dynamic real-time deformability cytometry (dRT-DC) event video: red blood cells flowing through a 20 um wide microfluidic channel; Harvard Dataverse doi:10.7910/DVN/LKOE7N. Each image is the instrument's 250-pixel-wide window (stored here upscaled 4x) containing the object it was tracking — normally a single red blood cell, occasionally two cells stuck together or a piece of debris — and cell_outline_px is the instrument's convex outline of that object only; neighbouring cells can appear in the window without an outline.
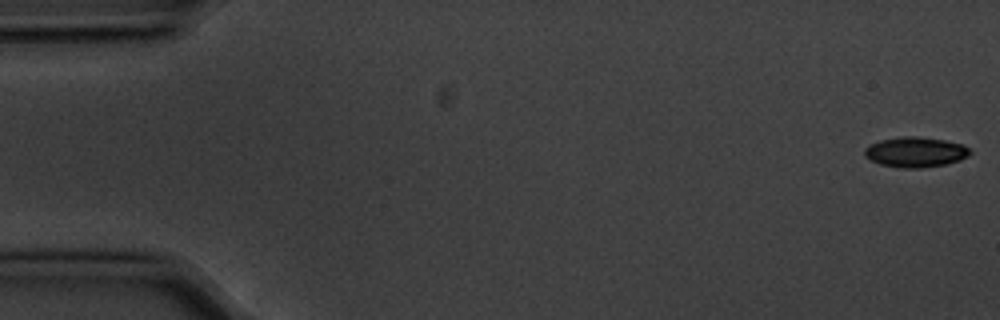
{"species": "common noctule bat (a hibernating species)", "species_latin": "Nyctalus noctula", "temperature_condition": "cold", "stored_images_in_passage": 15, "camera_frame_rate_fps": 3000, "um_per_image_px": 0.085, "animal": {"sex": "male", "body_mass_g": 20.1, "forearm_length_mm": 53.5}, "frame": {"image": 1, "passage_image": 1, "time_ms": 0.0, "image_size_px": [1000, 320], "cell_outline_px": [[972, 152], [968, 156], [960, 160], [944, 164], [920, 168], [904, 168], [880, 164], [864, 156], [864, 148], [868, 144], [880, 140], [904, 136], [916, 136], [944, 140], [964, 144]], "centroid_in_image_um": [77.8, 12.92], "position_along_channel_um": 7.2, "area_um2": 18.55}}
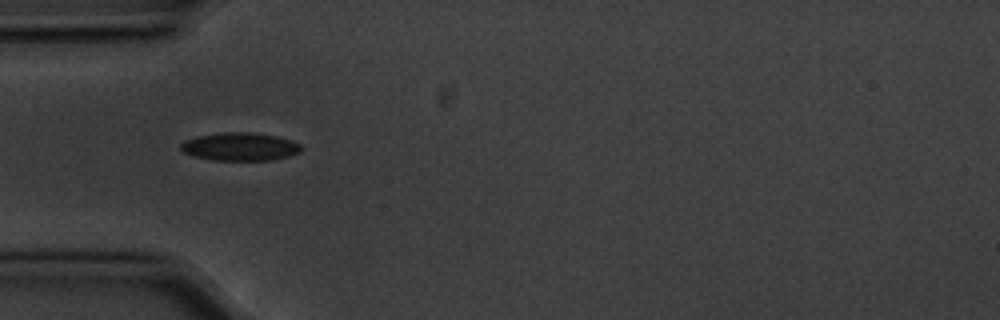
{"frame": {"image": 2, "passage_image": 5, "time_ms": 1.333, "image_size_px": [1000, 320], "cell_outline_px": [[304, 148], [300, 152], [288, 156], [268, 160], [212, 160], [196, 156], [184, 152], [180, 148], [180, 144], [184, 140], [196, 136], [220, 132], [248, 132], [276, 136], [292, 140], [300, 144]], "centroid_in_image_um": [20.4, 12.45], "position_along_channel_um": 64.6, "area_um2": 19.71}}
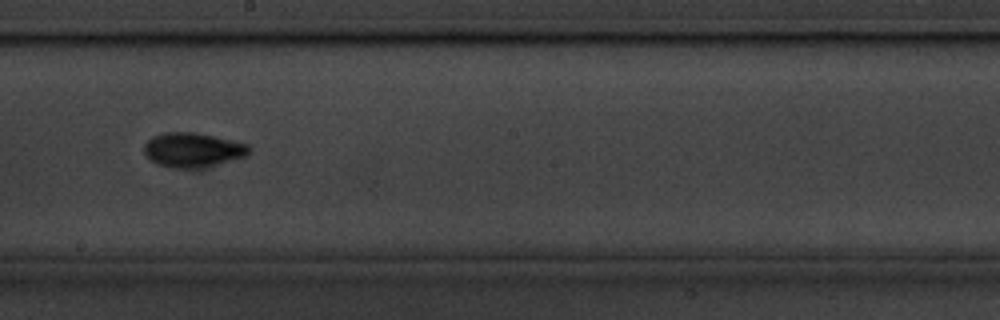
{"frame": {"image": 3, "passage_image": 9, "time_ms": 2.667, "image_size_px": [1000, 320], "cell_outline_px": [[252, 148], [244, 156], [204, 168], [168, 168], [156, 164], [144, 152], [144, 144], [152, 136], [164, 132], [196, 132], [248, 144]], "centroid_in_image_um": [16.35, 12.74], "position_along_channel_um": 231.8, "area_um2": 21.1}}